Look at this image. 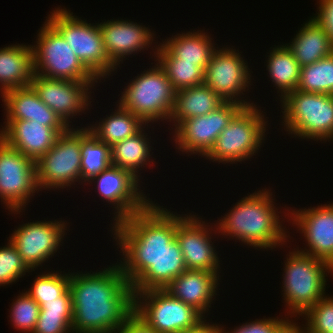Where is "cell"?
Listing matches in <instances>:
<instances>
[{"label": "cell", "mask_w": 333, "mask_h": 333, "mask_svg": "<svg viewBox=\"0 0 333 333\" xmlns=\"http://www.w3.org/2000/svg\"><path fill=\"white\" fill-rule=\"evenodd\" d=\"M112 265L95 273H70L71 333H114L133 314L132 285L118 261Z\"/></svg>", "instance_id": "6da1fadb"}, {"label": "cell", "mask_w": 333, "mask_h": 333, "mask_svg": "<svg viewBox=\"0 0 333 333\" xmlns=\"http://www.w3.org/2000/svg\"><path fill=\"white\" fill-rule=\"evenodd\" d=\"M88 182L97 183L96 192H99L98 194L107 203L110 202V205L115 206L113 224L144 210L152 202L145 196L143 190L140 191V179L130 171L112 164Z\"/></svg>", "instance_id": "9a60e30c"}, {"label": "cell", "mask_w": 333, "mask_h": 333, "mask_svg": "<svg viewBox=\"0 0 333 333\" xmlns=\"http://www.w3.org/2000/svg\"><path fill=\"white\" fill-rule=\"evenodd\" d=\"M178 333H220L219 324H209L206 319L200 323L197 327L192 329L183 330Z\"/></svg>", "instance_id": "ee69618b"}, {"label": "cell", "mask_w": 333, "mask_h": 333, "mask_svg": "<svg viewBox=\"0 0 333 333\" xmlns=\"http://www.w3.org/2000/svg\"><path fill=\"white\" fill-rule=\"evenodd\" d=\"M31 45L35 75L80 82H98L82 64L66 40L45 21Z\"/></svg>", "instance_id": "30bf717a"}, {"label": "cell", "mask_w": 333, "mask_h": 333, "mask_svg": "<svg viewBox=\"0 0 333 333\" xmlns=\"http://www.w3.org/2000/svg\"><path fill=\"white\" fill-rule=\"evenodd\" d=\"M117 106V110L109 116L106 115V118H103L102 121L100 120L97 124L95 122L94 125L90 124L91 126H87L98 140L110 147L134 136L143 128L147 129L149 127L140 117L123 108L119 103Z\"/></svg>", "instance_id": "f1b7e54d"}, {"label": "cell", "mask_w": 333, "mask_h": 333, "mask_svg": "<svg viewBox=\"0 0 333 333\" xmlns=\"http://www.w3.org/2000/svg\"><path fill=\"white\" fill-rule=\"evenodd\" d=\"M217 272L185 270L172 280L165 290L173 297L198 310L204 317L217 295L220 282Z\"/></svg>", "instance_id": "603a6c76"}, {"label": "cell", "mask_w": 333, "mask_h": 333, "mask_svg": "<svg viewBox=\"0 0 333 333\" xmlns=\"http://www.w3.org/2000/svg\"><path fill=\"white\" fill-rule=\"evenodd\" d=\"M303 318L307 321L303 325L306 333H333V296L321 298Z\"/></svg>", "instance_id": "74e56055"}, {"label": "cell", "mask_w": 333, "mask_h": 333, "mask_svg": "<svg viewBox=\"0 0 333 333\" xmlns=\"http://www.w3.org/2000/svg\"><path fill=\"white\" fill-rule=\"evenodd\" d=\"M175 91L204 84V70L195 62H180V58H155Z\"/></svg>", "instance_id": "836d02e7"}, {"label": "cell", "mask_w": 333, "mask_h": 333, "mask_svg": "<svg viewBox=\"0 0 333 333\" xmlns=\"http://www.w3.org/2000/svg\"><path fill=\"white\" fill-rule=\"evenodd\" d=\"M133 313L157 333H178L197 327L206 319L165 289L134 293Z\"/></svg>", "instance_id": "9c48e42d"}, {"label": "cell", "mask_w": 333, "mask_h": 333, "mask_svg": "<svg viewBox=\"0 0 333 333\" xmlns=\"http://www.w3.org/2000/svg\"><path fill=\"white\" fill-rule=\"evenodd\" d=\"M319 12L314 14L317 22L325 29L333 43V0H319Z\"/></svg>", "instance_id": "b9f144b4"}, {"label": "cell", "mask_w": 333, "mask_h": 333, "mask_svg": "<svg viewBox=\"0 0 333 333\" xmlns=\"http://www.w3.org/2000/svg\"><path fill=\"white\" fill-rule=\"evenodd\" d=\"M26 272H32L22 260L17 248L10 242L0 247V286L15 283L19 278L24 277Z\"/></svg>", "instance_id": "8d00e7d4"}, {"label": "cell", "mask_w": 333, "mask_h": 333, "mask_svg": "<svg viewBox=\"0 0 333 333\" xmlns=\"http://www.w3.org/2000/svg\"><path fill=\"white\" fill-rule=\"evenodd\" d=\"M13 327L21 332L32 333L39 318L40 305L26 292L13 300L10 309Z\"/></svg>", "instance_id": "d590c367"}, {"label": "cell", "mask_w": 333, "mask_h": 333, "mask_svg": "<svg viewBox=\"0 0 333 333\" xmlns=\"http://www.w3.org/2000/svg\"><path fill=\"white\" fill-rule=\"evenodd\" d=\"M225 101L209 86L202 84L175 92L174 105L168 121L175 128L185 119L206 115Z\"/></svg>", "instance_id": "83f0119b"}, {"label": "cell", "mask_w": 333, "mask_h": 333, "mask_svg": "<svg viewBox=\"0 0 333 333\" xmlns=\"http://www.w3.org/2000/svg\"><path fill=\"white\" fill-rule=\"evenodd\" d=\"M297 32L292 42L286 43L301 67L333 54V43L315 18H310Z\"/></svg>", "instance_id": "4316f807"}, {"label": "cell", "mask_w": 333, "mask_h": 333, "mask_svg": "<svg viewBox=\"0 0 333 333\" xmlns=\"http://www.w3.org/2000/svg\"><path fill=\"white\" fill-rule=\"evenodd\" d=\"M111 162V147L98 140L87 127H81V181L87 183Z\"/></svg>", "instance_id": "1f68e13d"}, {"label": "cell", "mask_w": 333, "mask_h": 333, "mask_svg": "<svg viewBox=\"0 0 333 333\" xmlns=\"http://www.w3.org/2000/svg\"><path fill=\"white\" fill-rule=\"evenodd\" d=\"M293 321L289 317L279 318H263L256 319L255 321L247 322L241 326H236L230 332L225 330L223 326L219 325L220 333H281Z\"/></svg>", "instance_id": "f35d334b"}, {"label": "cell", "mask_w": 333, "mask_h": 333, "mask_svg": "<svg viewBox=\"0 0 333 333\" xmlns=\"http://www.w3.org/2000/svg\"><path fill=\"white\" fill-rule=\"evenodd\" d=\"M157 204L151 202L144 210L111 224L117 248L124 255L118 263L131 285L176 238L177 224L184 218Z\"/></svg>", "instance_id": "7a4b0ae2"}, {"label": "cell", "mask_w": 333, "mask_h": 333, "mask_svg": "<svg viewBox=\"0 0 333 333\" xmlns=\"http://www.w3.org/2000/svg\"><path fill=\"white\" fill-rule=\"evenodd\" d=\"M244 108L234 102H224L214 111L183 120L174 128L173 139L181 152L205 157L213 148L216 139L232 119Z\"/></svg>", "instance_id": "5bb4252c"}, {"label": "cell", "mask_w": 333, "mask_h": 333, "mask_svg": "<svg viewBox=\"0 0 333 333\" xmlns=\"http://www.w3.org/2000/svg\"><path fill=\"white\" fill-rule=\"evenodd\" d=\"M147 136L148 135L145 133V129L143 128L134 136L126 138L125 140L111 146L112 165L130 171L136 178L139 179L140 174L138 171L143 167L145 168L144 165L147 167V164L154 162L150 159L152 156L150 152L153 147L152 145L150 146L151 143L149 142L150 140Z\"/></svg>", "instance_id": "4dcf8cb0"}, {"label": "cell", "mask_w": 333, "mask_h": 333, "mask_svg": "<svg viewBox=\"0 0 333 333\" xmlns=\"http://www.w3.org/2000/svg\"><path fill=\"white\" fill-rule=\"evenodd\" d=\"M280 103L284 121L281 123L288 134L301 139L333 141V95L295 90Z\"/></svg>", "instance_id": "5b68a950"}, {"label": "cell", "mask_w": 333, "mask_h": 333, "mask_svg": "<svg viewBox=\"0 0 333 333\" xmlns=\"http://www.w3.org/2000/svg\"><path fill=\"white\" fill-rule=\"evenodd\" d=\"M4 123L0 138L35 162L53 147L60 135L54 128L34 120H7Z\"/></svg>", "instance_id": "44dd1931"}, {"label": "cell", "mask_w": 333, "mask_h": 333, "mask_svg": "<svg viewBox=\"0 0 333 333\" xmlns=\"http://www.w3.org/2000/svg\"><path fill=\"white\" fill-rule=\"evenodd\" d=\"M37 190L39 191L35 161L0 138V199L4 202L2 204H5L11 213L20 214Z\"/></svg>", "instance_id": "7c38bea8"}, {"label": "cell", "mask_w": 333, "mask_h": 333, "mask_svg": "<svg viewBox=\"0 0 333 333\" xmlns=\"http://www.w3.org/2000/svg\"><path fill=\"white\" fill-rule=\"evenodd\" d=\"M131 80L117 103L146 124L167 121L173 109L176 91L157 61L152 68L147 71L144 69Z\"/></svg>", "instance_id": "52a82bcc"}, {"label": "cell", "mask_w": 333, "mask_h": 333, "mask_svg": "<svg viewBox=\"0 0 333 333\" xmlns=\"http://www.w3.org/2000/svg\"><path fill=\"white\" fill-rule=\"evenodd\" d=\"M95 83L97 82L51 79L34 74L31 86L41 101L68 127H71L72 122L69 119L72 120L77 114L81 115L80 113H84L85 109L89 110V104L92 102L90 101L91 88Z\"/></svg>", "instance_id": "e0dca14e"}, {"label": "cell", "mask_w": 333, "mask_h": 333, "mask_svg": "<svg viewBox=\"0 0 333 333\" xmlns=\"http://www.w3.org/2000/svg\"><path fill=\"white\" fill-rule=\"evenodd\" d=\"M240 53L233 47H217L205 68L204 84L209 86L225 102H234L244 107H250L255 104L239 98L245 94L243 92L248 91V86L251 85L248 62L243 59L244 57H241Z\"/></svg>", "instance_id": "4fadbf2b"}, {"label": "cell", "mask_w": 333, "mask_h": 333, "mask_svg": "<svg viewBox=\"0 0 333 333\" xmlns=\"http://www.w3.org/2000/svg\"><path fill=\"white\" fill-rule=\"evenodd\" d=\"M296 90L333 95V54L301 67Z\"/></svg>", "instance_id": "d6a6232c"}, {"label": "cell", "mask_w": 333, "mask_h": 333, "mask_svg": "<svg viewBox=\"0 0 333 333\" xmlns=\"http://www.w3.org/2000/svg\"><path fill=\"white\" fill-rule=\"evenodd\" d=\"M269 189L247 194L215 224L220 235L239 240L255 249H274L285 245L289 234L282 227L278 208ZM273 198V199H272ZM286 240V241H285ZM283 244V245H282Z\"/></svg>", "instance_id": "3957f363"}, {"label": "cell", "mask_w": 333, "mask_h": 333, "mask_svg": "<svg viewBox=\"0 0 333 333\" xmlns=\"http://www.w3.org/2000/svg\"><path fill=\"white\" fill-rule=\"evenodd\" d=\"M281 333H306V331L293 320Z\"/></svg>", "instance_id": "f6af8a7d"}, {"label": "cell", "mask_w": 333, "mask_h": 333, "mask_svg": "<svg viewBox=\"0 0 333 333\" xmlns=\"http://www.w3.org/2000/svg\"><path fill=\"white\" fill-rule=\"evenodd\" d=\"M6 118L4 120H34L54 128L59 134L69 127L61 118L41 101L32 86L10 89L2 95Z\"/></svg>", "instance_id": "7402d4cb"}, {"label": "cell", "mask_w": 333, "mask_h": 333, "mask_svg": "<svg viewBox=\"0 0 333 333\" xmlns=\"http://www.w3.org/2000/svg\"><path fill=\"white\" fill-rule=\"evenodd\" d=\"M36 181L42 189H64L81 182V129L69 127L36 162Z\"/></svg>", "instance_id": "8fae6325"}, {"label": "cell", "mask_w": 333, "mask_h": 333, "mask_svg": "<svg viewBox=\"0 0 333 333\" xmlns=\"http://www.w3.org/2000/svg\"><path fill=\"white\" fill-rule=\"evenodd\" d=\"M184 216L177 224L176 240L187 270H205L220 274V260L211 241L212 235L210 236L211 231L216 234L217 228L212 230V226L194 214Z\"/></svg>", "instance_id": "ac0fdd59"}, {"label": "cell", "mask_w": 333, "mask_h": 333, "mask_svg": "<svg viewBox=\"0 0 333 333\" xmlns=\"http://www.w3.org/2000/svg\"><path fill=\"white\" fill-rule=\"evenodd\" d=\"M244 107L221 131L213 148L205 156L212 162L237 164L250 159L261 149L268 121L259 106ZM255 153V154H254Z\"/></svg>", "instance_id": "ba28073f"}, {"label": "cell", "mask_w": 333, "mask_h": 333, "mask_svg": "<svg viewBox=\"0 0 333 333\" xmlns=\"http://www.w3.org/2000/svg\"><path fill=\"white\" fill-rule=\"evenodd\" d=\"M39 314H53L60 316H73L72 295L68 289L57 300L47 301L40 307Z\"/></svg>", "instance_id": "60d3db41"}, {"label": "cell", "mask_w": 333, "mask_h": 333, "mask_svg": "<svg viewBox=\"0 0 333 333\" xmlns=\"http://www.w3.org/2000/svg\"><path fill=\"white\" fill-rule=\"evenodd\" d=\"M69 283V272L62 274V271L52 272L51 270V272L39 274L26 293L41 307L47 301L61 297L69 289Z\"/></svg>", "instance_id": "e575fe53"}, {"label": "cell", "mask_w": 333, "mask_h": 333, "mask_svg": "<svg viewBox=\"0 0 333 333\" xmlns=\"http://www.w3.org/2000/svg\"><path fill=\"white\" fill-rule=\"evenodd\" d=\"M31 45H8L0 48V92L31 86L34 77Z\"/></svg>", "instance_id": "d4e9b609"}, {"label": "cell", "mask_w": 333, "mask_h": 333, "mask_svg": "<svg viewBox=\"0 0 333 333\" xmlns=\"http://www.w3.org/2000/svg\"><path fill=\"white\" fill-rule=\"evenodd\" d=\"M283 297L290 318L303 316L314 304L326 296L327 273L333 275V266L319 258L294 248L284 262ZM285 273V274H284Z\"/></svg>", "instance_id": "277c9868"}, {"label": "cell", "mask_w": 333, "mask_h": 333, "mask_svg": "<svg viewBox=\"0 0 333 333\" xmlns=\"http://www.w3.org/2000/svg\"><path fill=\"white\" fill-rule=\"evenodd\" d=\"M267 59L266 70L270 75V80L274 82L277 94L281 93L282 100L288 93L295 91L300 79L301 66L294 58L292 51L286 44L275 46Z\"/></svg>", "instance_id": "f546056e"}, {"label": "cell", "mask_w": 333, "mask_h": 333, "mask_svg": "<svg viewBox=\"0 0 333 333\" xmlns=\"http://www.w3.org/2000/svg\"><path fill=\"white\" fill-rule=\"evenodd\" d=\"M67 224L61 220L25 223L15 229L9 240L28 268L34 271L58 251Z\"/></svg>", "instance_id": "2e32d148"}, {"label": "cell", "mask_w": 333, "mask_h": 333, "mask_svg": "<svg viewBox=\"0 0 333 333\" xmlns=\"http://www.w3.org/2000/svg\"><path fill=\"white\" fill-rule=\"evenodd\" d=\"M290 214V216H289ZM289 221L297 226L309 249L298 251L322 259L333 266V204L287 212ZM302 231V232H301Z\"/></svg>", "instance_id": "d6986e66"}, {"label": "cell", "mask_w": 333, "mask_h": 333, "mask_svg": "<svg viewBox=\"0 0 333 333\" xmlns=\"http://www.w3.org/2000/svg\"><path fill=\"white\" fill-rule=\"evenodd\" d=\"M212 40L209 34L201 30L177 33L155 47L154 58H180V62H195L205 71L217 48Z\"/></svg>", "instance_id": "cb8c5ba5"}, {"label": "cell", "mask_w": 333, "mask_h": 333, "mask_svg": "<svg viewBox=\"0 0 333 333\" xmlns=\"http://www.w3.org/2000/svg\"><path fill=\"white\" fill-rule=\"evenodd\" d=\"M114 333H157L154 329H151L141 319H139L134 313L127 319V321L116 330Z\"/></svg>", "instance_id": "7bdbcfd3"}, {"label": "cell", "mask_w": 333, "mask_h": 333, "mask_svg": "<svg viewBox=\"0 0 333 333\" xmlns=\"http://www.w3.org/2000/svg\"><path fill=\"white\" fill-rule=\"evenodd\" d=\"M46 21L66 40L82 64L99 80L108 78L117 67L105 52L99 23L91 24L67 9L55 8Z\"/></svg>", "instance_id": "8992f818"}, {"label": "cell", "mask_w": 333, "mask_h": 333, "mask_svg": "<svg viewBox=\"0 0 333 333\" xmlns=\"http://www.w3.org/2000/svg\"><path fill=\"white\" fill-rule=\"evenodd\" d=\"M105 52L110 61L116 66L123 63L129 55L143 52L151 47L154 33L146 26L130 20L110 19L99 24ZM150 45V46H149ZM126 56V57H125Z\"/></svg>", "instance_id": "ffe728a7"}, {"label": "cell", "mask_w": 333, "mask_h": 333, "mask_svg": "<svg viewBox=\"0 0 333 333\" xmlns=\"http://www.w3.org/2000/svg\"><path fill=\"white\" fill-rule=\"evenodd\" d=\"M187 270L183 253L176 238L158 259L133 284V293L150 289H165L176 277Z\"/></svg>", "instance_id": "484cf974"}, {"label": "cell", "mask_w": 333, "mask_h": 333, "mask_svg": "<svg viewBox=\"0 0 333 333\" xmlns=\"http://www.w3.org/2000/svg\"><path fill=\"white\" fill-rule=\"evenodd\" d=\"M73 316L39 314L32 333H69L72 331Z\"/></svg>", "instance_id": "ab89813d"}]
</instances>
